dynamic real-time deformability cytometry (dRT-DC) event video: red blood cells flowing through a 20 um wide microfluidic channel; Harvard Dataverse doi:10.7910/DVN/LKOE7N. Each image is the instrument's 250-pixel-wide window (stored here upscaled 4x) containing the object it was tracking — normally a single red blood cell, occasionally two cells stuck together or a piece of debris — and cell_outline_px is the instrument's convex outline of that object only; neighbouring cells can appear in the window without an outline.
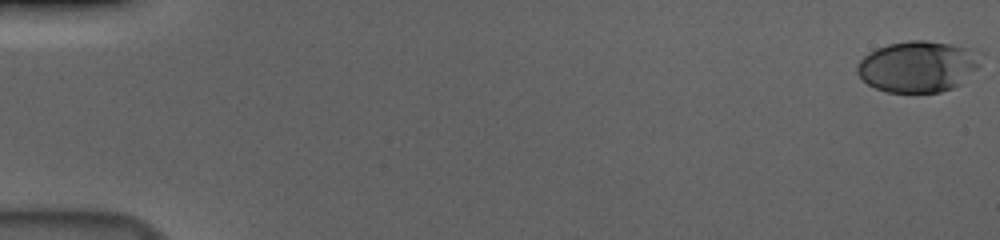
{"species": "human", "species_latin": "Homo sapiens", "temperature_condition": "cold", "stored_images_in_passage": 57, "camera_frame_rate_fps": 3000, "um_per_image_px": 0.085, "donor": {"sex": "male"}, "frame": {"image": 1, "passage_image": 1, "time_ms": 0.0, "image_size_px": [1000, 240], "cell_outline_px": [[984, 52], [980, 64], [960, 84], [952, 88], [940, 92], [888, 92], [876, 88], [868, 84], [856, 72], [856, 68], [860, 60], [868, 52], [876, 48], [888, 44], [908, 40], [924, 40], [952, 44]], "centroid_in_image_um": [78.04, 5.63], "position_along_channel_um": 7.0, "area_um2": 36.99}}
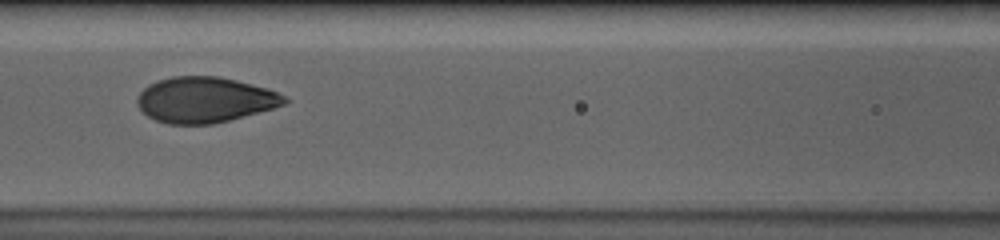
{"frame": {"image": 2, "passage_image": 27, "time_ms": 8.667, "image_size_px": [1000, 240], "cell_outline_px": [[288, 100], [284, 104], [272, 108], [228, 120], [212, 124], [168, 124], [156, 120], [148, 116], [140, 108], [136, 100], [140, 92], [148, 84], [172, 76], [220, 76], [268, 88], [284, 96]], "centroid_in_image_um": [17.39, 8.47], "position_along_channel_um": 149.2, "area_um2": 38.78}}
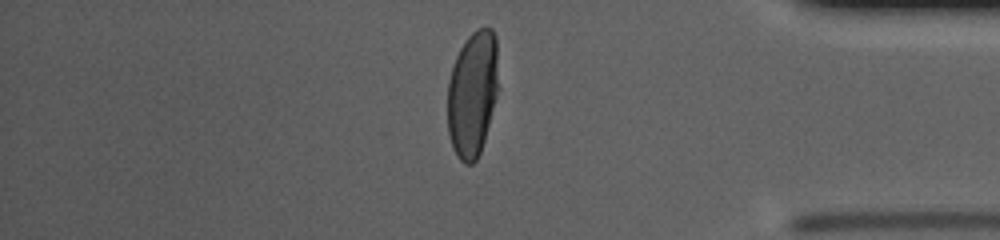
{"frame": {"image": 3, "passage_image": 49, "time_ms": 16.0, "image_size_px": [1000, 240], "cell_outline_px": [[500, 88], [484, 140], [480, 152], [476, 160], [472, 164], [464, 164], [456, 156], [452, 148], [448, 132], [448, 80], [456, 56], [460, 48], [468, 36], [476, 28], [492, 28], [496, 36]], "centroid_in_image_um": [40.19, 7.95], "position_along_channel_um": 395.0, "area_um2": 38.09}, "authors_computed_cell_mechanics": {"area_um2": 38.148, "velocity_mm_per_s": 3.6768, "shape_relaxation_time_tau1_ms": 3.5444, "shape_relaxation_time_tau2_ms": null, "deformation_change_tau1": 0.1757, "deformation_change_tau2": null}}